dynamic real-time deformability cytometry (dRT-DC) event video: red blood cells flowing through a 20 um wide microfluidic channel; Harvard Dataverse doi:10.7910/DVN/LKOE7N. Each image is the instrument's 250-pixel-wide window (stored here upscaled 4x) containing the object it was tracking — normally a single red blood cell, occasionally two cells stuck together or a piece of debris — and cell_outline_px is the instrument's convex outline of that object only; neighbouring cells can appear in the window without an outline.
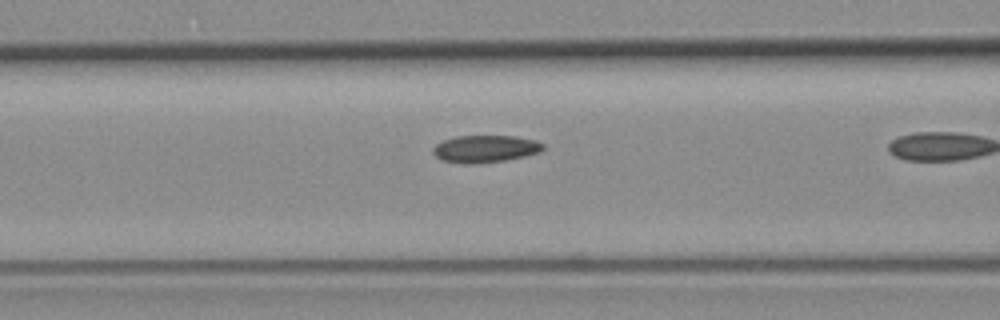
{"species": "common noctule bat (a hibernating species)", "species_latin": "Nyctalus noctula", "temperature_condition": "room temperature", "stored_images_in_passage": 8, "camera_frame_rate_fps": 3000, "um_per_image_px": 0.085, "animal": {"sex": "female", "body_mass_g": 19.3, "forearm_length_mm": 54.1}, "frame": {"image": 1, "passage_image": 6, "time_ms": 1.667, "image_size_px": [1000, 320], "cell_outline_px": [[544, 148], [540, 152], [524, 156], [504, 160], [476, 164], [464, 164], [444, 160], [436, 156], [432, 152], [432, 148], [436, 144], [444, 140], [456, 136], [516, 136], [536, 140], [544, 144]], "centroid_in_image_um": [41.25, 12.64], "position_along_channel_um": 125.3, "area_um2": 17.46}}